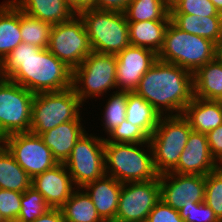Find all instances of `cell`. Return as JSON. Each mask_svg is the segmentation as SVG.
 Listing matches in <instances>:
<instances>
[{
	"instance_id": "38",
	"label": "cell",
	"mask_w": 222,
	"mask_h": 222,
	"mask_svg": "<svg viewBox=\"0 0 222 222\" xmlns=\"http://www.w3.org/2000/svg\"><path fill=\"white\" fill-rule=\"evenodd\" d=\"M146 222H185L179 211L160 200L148 214Z\"/></svg>"
},
{
	"instance_id": "33",
	"label": "cell",
	"mask_w": 222,
	"mask_h": 222,
	"mask_svg": "<svg viewBox=\"0 0 222 222\" xmlns=\"http://www.w3.org/2000/svg\"><path fill=\"white\" fill-rule=\"evenodd\" d=\"M128 92L116 91L107 102L104 113V125L106 131L109 133L115 127H118L126 119Z\"/></svg>"
},
{
	"instance_id": "2",
	"label": "cell",
	"mask_w": 222,
	"mask_h": 222,
	"mask_svg": "<svg viewBox=\"0 0 222 222\" xmlns=\"http://www.w3.org/2000/svg\"><path fill=\"white\" fill-rule=\"evenodd\" d=\"M137 95L164 116L163 111L183 114L194 98L193 73L173 63L157 59L140 79ZM164 106V107H163Z\"/></svg>"
},
{
	"instance_id": "28",
	"label": "cell",
	"mask_w": 222,
	"mask_h": 222,
	"mask_svg": "<svg viewBox=\"0 0 222 222\" xmlns=\"http://www.w3.org/2000/svg\"><path fill=\"white\" fill-rule=\"evenodd\" d=\"M60 210L65 222H104L84 190L74 191Z\"/></svg>"
},
{
	"instance_id": "42",
	"label": "cell",
	"mask_w": 222,
	"mask_h": 222,
	"mask_svg": "<svg viewBox=\"0 0 222 222\" xmlns=\"http://www.w3.org/2000/svg\"><path fill=\"white\" fill-rule=\"evenodd\" d=\"M66 2L77 15L86 9H96V0H66Z\"/></svg>"
},
{
	"instance_id": "10",
	"label": "cell",
	"mask_w": 222,
	"mask_h": 222,
	"mask_svg": "<svg viewBox=\"0 0 222 222\" xmlns=\"http://www.w3.org/2000/svg\"><path fill=\"white\" fill-rule=\"evenodd\" d=\"M34 95L8 78H0V131L6 136L30 132Z\"/></svg>"
},
{
	"instance_id": "39",
	"label": "cell",
	"mask_w": 222,
	"mask_h": 222,
	"mask_svg": "<svg viewBox=\"0 0 222 222\" xmlns=\"http://www.w3.org/2000/svg\"><path fill=\"white\" fill-rule=\"evenodd\" d=\"M208 146L213 159L222 166V124L207 133Z\"/></svg>"
},
{
	"instance_id": "34",
	"label": "cell",
	"mask_w": 222,
	"mask_h": 222,
	"mask_svg": "<svg viewBox=\"0 0 222 222\" xmlns=\"http://www.w3.org/2000/svg\"><path fill=\"white\" fill-rule=\"evenodd\" d=\"M107 134L112 137V140L104 138V142L141 144L149 142L150 138L140 127L134 126L126 119Z\"/></svg>"
},
{
	"instance_id": "19",
	"label": "cell",
	"mask_w": 222,
	"mask_h": 222,
	"mask_svg": "<svg viewBox=\"0 0 222 222\" xmlns=\"http://www.w3.org/2000/svg\"><path fill=\"white\" fill-rule=\"evenodd\" d=\"M80 121H69L42 133L40 137L58 163H65L77 140L84 134Z\"/></svg>"
},
{
	"instance_id": "45",
	"label": "cell",
	"mask_w": 222,
	"mask_h": 222,
	"mask_svg": "<svg viewBox=\"0 0 222 222\" xmlns=\"http://www.w3.org/2000/svg\"><path fill=\"white\" fill-rule=\"evenodd\" d=\"M219 13L222 14V0H211Z\"/></svg>"
},
{
	"instance_id": "40",
	"label": "cell",
	"mask_w": 222,
	"mask_h": 222,
	"mask_svg": "<svg viewBox=\"0 0 222 222\" xmlns=\"http://www.w3.org/2000/svg\"><path fill=\"white\" fill-rule=\"evenodd\" d=\"M131 0H96V9L125 12Z\"/></svg>"
},
{
	"instance_id": "46",
	"label": "cell",
	"mask_w": 222,
	"mask_h": 222,
	"mask_svg": "<svg viewBox=\"0 0 222 222\" xmlns=\"http://www.w3.org/2000/svg\"><path fill=\"white\" fill-rule=\"evenodd\" d=\"M179 0H167L168 7L171 9Z\"/></svg>"
},
{
	"instance_id": "15",
	"label": "cell",
	"mask_w": 222,
	"mask_h": 222,
	"mask_svg": "<svg viewBox=\"0 0 222 222\" xmlns=\"http://www.w3.org/2000/svg\"><path fill=\"white\" fill-rule=\"evenodd\" d=\"M116 86L123 92H134L143 75L157 60V54L148 48L129 46L116 54Z\"/></svg>"
},
{
	"instance_id": "31",
	"label": "cell",
	"mask_w": 222,
	"mask_h": 222,
	"mask_svg": "<svg viewBox=\"0 0 222 222\" xmlns=\"http://www.w3.org/2000/svg\"><path fill=\"white\" fill-rule=\"evenodd\" d=\"M49 209L51 207L46 203L43 195L31 186L22 194L21 208L16 222H33Z\"/></svg>"
},
{
	"instance_id": "26",
	"label": "cell",
	"mask_w": 222,
	"mask_h": 222,
	"mask_svg": "<svg viewBox=\"0 0 222 222\" xmlns=\"http://www.w3.org/2000/svg\"><path fill=\"white\" fill-rule=\"evenodd\" d=\"M161 115L156 109L135 92H128L126 120L140 127L149 137L157 127Z\"/></svg>"
},
{
	"instance_id": "5",
	"label": "cell",
	"mask_w": 222,
	"mask_h": 222,
	"mask_svg": "<svg viewBox=\"0 0 222 222\" xmlns=\"http://www.w3.org/2000/svg\"><path fill=\"white\" fill-rule=\"evenodd\" d=\"M145 143L104 142L105 173L121 183L148 181L159 178L154 166L153 154L137 148ZM110 164V165H109ZM110 170V171H109Z\"/></svg>"
},
{
	"instance_id": "16",
	"label": "cell",
	"mask_w": 222,
	"mask_h": 222,
	"mask_svg": "<svg viewBox=\"0 0 222 222\" xmlns=\"http://www.w3.org/2000/svg\"><path fill=\"white\" fill-rule=\"evenodd\" d=\"M219 166L210 153L207 134L192 130L177 165L170 172L206 176Z\"/></svg>"
},
{
	"instance_id": "4",
	"label": "cell",
	"mask_w": 222,
	"mask_h": 222,
	"mask_svg": "<svg viewBox=\"0 0 222 222\" xmlns=\"http://www.w3.org/2000/svg\"><path fill=\"white\" fill-rule=\"evenodd\" d=\"M83 19L92 51L118 54L130 46L128 21L123 12L86 9Z\"/></svg>"
},
{
	"instance_id": "12",
	"label": "cell",
	"mask_w": 222,
	"mask_h": 222,
	"mask_svg": "<svg viewBox=\"0 0 222 222\" xmlns=\"http://www.w3.org/2000/svg\"><path fill=\"white\" fill-rule=\"evenodd\" d=\"M128 183H122L114 222H146L161 200L159 178Z\"/></svg>"
},
{
	"instance_id": "18",
	"label": "cell",
	"mask_w": 222,
	"mask_h": 222,
	"mask_svg": "<svg viewBox=\"0 0 222 222\" xmlns=\"http://www.w3.org/2000/svg\"><path fill=\"white\" fill-rule=\"evenodd\" d=\"M83 188L88 191L86 193L91 198L101 219L104 222H114L122 183L109 174H105L103 177L87 183L81 189Z\"/></svg>"
},
{
	"instance_id": "47",
	"label": "cell",
	"mask_w": 222,
	"mask_h": 222,
	"mask_svg": "<svg viewBox=\"0 0 222 222\" xmlns=\"http://www.w3.org/2000/svg\"><path fill=\"white\" fill-rule=\"evenodd\" d=\"M0 222H7L4 217L2 216L1 212H0Z\"/></svg>"
},
{
	"instance_id": "21",
	"label": "cell",
	"mask_w": 222,
	"mask_h": 222,
	"mask_svg": "<svg viewBox=\"0 0 222 222\" xmlns=\"http://www.w3.org/2000/svg\"><path fill=\"white\" fill-rule=\"evenodd\" d=\"M27 15L51 25L70 20L76 13L66 0H12Z\"/></svg>"
},
{
	"instance_id": "24",
	"label": "cell",
	"mask_w": 222,
	"mask_h": 222,
	"mask_svg": "<svg viewBox=\"0 0 222 222\" xmlns=\"http://www.w3.org/2000/svg\"><path fill=\"white\" fill-rule=\"evenodd\" d=\"M194 97L222 101V63L216 59L193 74Z\"/></svg>"
},
{
	"instance_id": "9",
	"label": "cell",
	"mask_w": 222,
	"mask_h": 222,
	"mask_svg": "<svg viewBox=\"0 0 222 222\" xmlns=\"http://www.w3.org/2000/svg\"><path fill=\"white\" fill-rule=\"evenodd\" d=\"M76 16L52 25L48 45V50L72 70L92 52L83 19Z\"/></svg>"
},
{
	"instance_id": "30",
	"label": "cell",
	"mask_w": 222,
	"mask_h": 222,
	"mask_svg": "<svg viewBox=\"0 0 222 222\" xmlns=\"http://www.w3.org/2000/svg\"><path fill=\"white\" fill-rule=\"evenodd\" d=\"M51 27L50 23L31 17L20 10V32L23 43L41 49L48 48Z\"/></svg>"
},
{
	"instance_id": "8",
	"label": "cell",
	"mask_w": 222,
	"mask_h": 222,
	"mask_svg": "<svg viewBox=\"0 0 222 222\" xmlns=\"http://www.w3.org/2000/svg\"><path fill=\"white\" fill-rule=\"evenodd\" d=\"M116 71V55L92 51L73 70L72 87L83 103L87 97L99 96L108 89L116 88ZM80 83H83L82 87Z\"/></svg>"
},
{
	"instance_id": "7",
	"label": "cell",
	"mask_w": 222,
	"mask_h": 222,
	"mask_svg": "<svg viewBox=\"0 0 222 222\" xmlns=\"http://www.w3.org/2000/svg\"><path fill=\"white\" fill-rule=\"evenodd\" d=\"M162 117L148 144L159 174L170 172L177 165L192 131L188 120L182 114Z\"/></svg>"
},
{
	"instance_id": "27",
	"label": "cell",
	"mask_w": 222,
	"mask_h": 222,
	"mask_svg": "<svg viewBox=\"0 0 222 222\" xmlns=\"http://www.w3.org/2000/svg\"><path fill=\"white\" fill-rule=\"evenodd\" d=\"M32 186V178L5 148L0 153V189L23 193Z\"/></svg>"
},
{
	"instance_id": "23",
	"label": "cell",
	"mask_w": 222,
	"mask_h": 222,
	"mask_svg": "<svg viewBox=\"0 0 222 222\" xmlns=\"http://www.w3.org/2000/svg\"><path fill=\"white\" fill-rule=\"evenodd\" d=\"M171 22L182 31L216 43L222 37V16L169 14Z\"/></svg>"
},
{
	"instance_id": "25",
	"label": "cell",
	"mask_w": 222,
	"mask_h": 222,
	"mask_svg": "<svg viewBox=\"0 0 222 222\" xmlns=\"http://www.w3.org/2000/svg\"><path fill=\"white\" fill-rule=\"evenodd\" d=\"M21 43L20 9L8 1L0 6V62Z\"/></svg>"
},
{
	"instance_id": "41",
	"label": "cell",
	"mask_w": 222,
	"mask_h": 222,
	"mask_svg": "<svg viewBox=\"0 0 222 222\" xmlns=\"http://www.w3.org/2000/svg\"><path fill=\"white\" fill-rule=\"evenodd\" d=\"M33 222H65L60 208H51Z\"/></svg>"
},
{
	"instance_id": "6",
	"label": "cell",
	"mask_w": 222,
	"mask_h": 222,
	"mask_svg": "<svg viewBox=\"0 0 222 222\" xmlns=\"http://www.w3.org/2000/svg\"><path fill=\"white\" fill-rule=\"evenodd\" d=\"M81 104L73 87L35 94L32 101L30 132L40 136L62 123L81 121Z\"/></svg>"
},
{
	"instance_id": "13",
	"label": "cell",
	"mask_w": 222,
	"mask_h": 222,
	"mask_svg": "<svg viewBox=\"0 0 222 222\" xmlns=\"http://www.w3.org/2000/svg\"><path fill=\"white\" fill-rule=\"evenodd\" d=\"M6 148L31 178L58 164L42 138L31 132L7 136Z\"/></svg>"
},
{
	"instance_id": "36",
	"label": "cell",
	"mask_w": 222,
	"mask_h": 222,
	"mask_svg": "<svg viewBox=\"0 0 222 222\" xmlns=\"http://www.w3.org/2000/svg\"><path fill=\"white\" fill-rule=\"evenodd\" d=\"M21 192L0 189V212L7 222H16L21 208Z\"/></svg>"
},
{
	"instance_id": "32",
	"label": "cell",
	"mask_w": 222,
	"mask_h": 222,
	"mask_svg": "<svg viewBox=\"0 0 222 222\" xmlns=\"http://www.w3.org/2000/svg\"><path fill=\"white\" fill-rule=\"evenodd\" d=\"M204 202L213 210L222 222V166L205 176Z\"/></svg>"
},
{
	"instance_id": "17",
	"label": "cell",
	"mask_w": 222,
	"mask_h": 222,
	"mask_svg": "<svg viewBox=\"0 0 222 222\" xmlns=\"http://www.w3.org/2000/svg\"><path fill=\"white\" fill-rule=\"evenodd\" d=\"M73 183L64 163H58L32 178V187L43 195L51 208H61L65 204L75 190Z\"/></svg>"
},
{
	"instance_id": "3",
	"label": "cell",
	"mask_w": 222,
	"mask_h": 222,
	"mask_svg": "<svg viewBox=\"0 0 222 222\" xmlns=\"http://www.w3.org/2000/svg\"><path fill=\"white\" fill-rule=\"evenodd\" d=\"M157 59L178 65L194 74L215 59V43L182 31L170 21Z\"/></svg>"
},
{
	"instance_id": "44",
	"label": "cell",
	"mask_w": 222,
	"mask_h": 222,
	"mask_svg": "<svg viewBox=\"0 0 222 222\" xmlns=\"http://www.w3.org/2000/svg\"><path fill=\"white\" fill-rule=\"evenodd\" d=\"M6 138L7 136L0 131V153L6 148ZM3 143V145H1Z\"/></svg>"
},
{
	"instance_id": "35",
	"label": "cell",
	"mask_w": 222,
	"mask_h": 222,
	"mask_svg": "<svg viewBox=\"0 0 222 222\" xmlns=\"http://www.w3.org/2000/svg\"><path fill=\"white\" fill-rule=\"evenodd\" d=\"M169 14H191L198 16H222L211 0H179Z\"/></svg>"
},
{
	"instance_id": "37",
	"label": "cell",
	"mask_w": 222,
	"mask_h": 222,
	"mask_svg": "<svg viewBox=\"0 0 222 222\" xmlns=\"http://www.w3.org/2000/svg\"><path fill=\"white\" fill-rule=\"evenodd\" d=\"M179 213L185 222H220L213 210L205 202L183 206Z\"/></svg>"
},
{
	"instance_id": "22",
	"label": "cell",
	"mask_w": 222,
	"mask_h": 222,
	"mask_svg": "<svg viewBox=\"0 0 222 222\" xmlns=\"http://www.w3.org/2000/svg\"><path fill=\"white\" fill-rule=\"evenodd\" d=\"M171 20H145L128 22L131 46L144 47L156 54L163 46L166 29Z\"/></svg>"
},
{
	"instance_id": "14",
	"label": "cell",
	"mask_w": 222,
	"mask_h": 222,
	"mask_svg": "<svg viewBox=\"0 0 222 222\" xmlns=\"http://www.w3.org/2000/svg\"><path fill=\"white\" fill-rule=\"evenodd\" d=\"M159 182L161 200L177 211L188 204L204 202L205 176L203 175L167 172L159 175Z\"/></svg>"
},
{
	"instance_id": "43",
	"label": "cell",
	"mask_w": 222,
	"mask_h": 222,
	"mask_svg": "<svg viewBox=\"0 0 222 222\" xmlns=\"http://www.w3.org/2000/svg\"><path fill=\"white\" fill-rule=\"evenodd\" d=\"M215 59L222 63V37L215 43Z\"/></svg>"
},
{
	"instance_id": "1",
	"label": "cell",
	"mask_w": 222,
	"mask_h": 222,
	"mask_svg": "<svg viewBox=\"0 0 222 222\" xmlns=\"http://www.w3.org/2000/svg\"><path fill=\"white\" fill-rule=\"evenodd\" d=\"M0 76L37 94L72 87L73 70L48 48L22 42L0 62Z\"/></svg>"
},
{
	"instance_id": "29",
	"label": "cell",
	"mask_w": 222,
	"mask_h": 222,
	"mask_svg": "<svg viewBox=\"0 0 222 222\" xmlns=\"http://www.w3.org/2000/svg\"><path fill=\"white\" fill-rule=\"evenodd\" d=\"M124 13L128 22L170 20L167 0H131Z\"/></svg>"
},
{
	"instance_id": "20",
	"label": "cell",
	"mask_w": 222,
	"mask_h": 222,
	"mask_svg": "<svg viewBox=\"0 0 222 222\" xmlns=\"http://www.w3.org/2000/svg\"><path fill=\"white\" fill-rule=\"evenodd\" d=\"M182 115L193 131L207 134L222 124V101L194 97Z\"/></svg>"
},
{
	"instance_id": "11",
	"label": "cell",
	"mask_w": 222,
	"mask_h": 222,
	"mask_svg": "<svg viewBox=\"0 0 222 222\" xmlns=\"http://www.w3.org/2000/svg\"><path fill=\"white\" fill-rule=\"evenodd\" d=\"M78 188L103 177L105 173L104 138L84 133L64 163Z\"/></svg>"
}]
</instances>
